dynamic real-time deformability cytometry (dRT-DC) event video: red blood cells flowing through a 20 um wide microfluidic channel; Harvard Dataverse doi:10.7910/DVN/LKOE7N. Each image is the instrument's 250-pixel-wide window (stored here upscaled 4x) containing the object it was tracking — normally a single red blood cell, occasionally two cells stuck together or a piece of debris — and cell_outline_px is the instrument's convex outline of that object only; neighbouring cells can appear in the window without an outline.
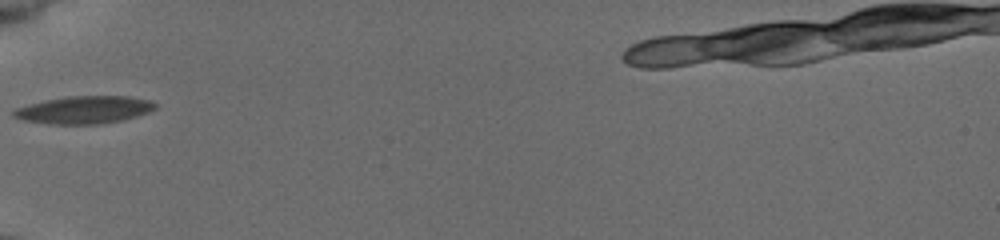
{"species": "common noctule bat (a hibernating species)", "species_latin": "Nyctalus noctula", "temperature_condition": "cold", "stored_images_in_passage": 35, "segment_of_instrument_passage": [1, 2], "camera_frame_rate_fps": 3000, "um_per_image_px": 0.085, "animal": {"sex": "female", "body_mass_g": 19.5, "forearm_length_mm": 54.1}, "frame": {"image": 1, "passage_image": 1, "time_ms": 0.0, "image_size_px": [1000, 240], "cell_outline_px": [[156, 108], [148, 112], [124, 120], [100, 124], [48, 124], [24, 120], [12, 116], [12, 112], [16, 108], [28, 104], [44, 100], [68, 96], [128, 96], [148, 100], [156, 104]], "centroid_in_image_um": [7.14, 9.34], "position_along_channel_um": 77.9, "area_um2": 22.77}}
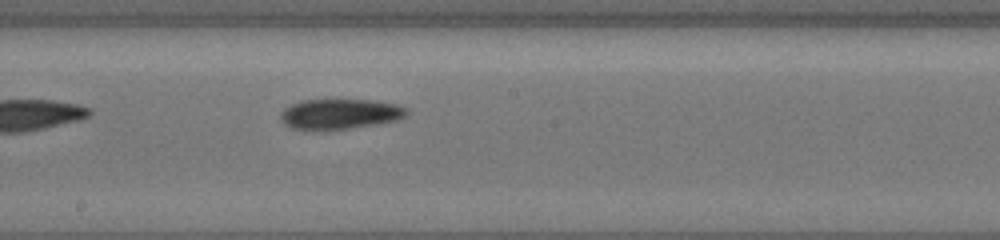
{"frame": {"image": 2, "passage_image": 12, "time_ms": 3.667, "image_size_px": [1000, 240], "cell_outline_px": [[408, 112], [404, 116], [396, 120], [376, 124], [348, 128], [292, 128], [284, 124], [280, 120], [280, 112], [284, 108], [292, 104], [304, 100], [372, 100], [396, 104], [408, 108]], "centroid_in_image_um": [28.9, 9.66], "position_along_channel_um": 219.3, "area_um2": 21.68}}
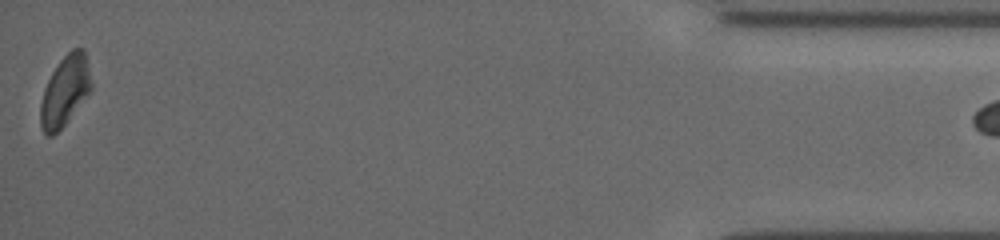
{"frame": {"image": 3, "passage_image": 34, "time_ms": 11.0, "image_size_px": [1000, 240], "cell_outline_px": [[92, 88], [64, 124], [52, 136], [48, 136], [44, 132], [40, 124], [40, 104], [44, 88], [52, 72], [60, 60], [72, 48], [84, 48], [92, 84]], "centroid_in_image_um": [5.51, 7.7], "position_along_channel_um": 429.7, "area_um2": 20.35}}